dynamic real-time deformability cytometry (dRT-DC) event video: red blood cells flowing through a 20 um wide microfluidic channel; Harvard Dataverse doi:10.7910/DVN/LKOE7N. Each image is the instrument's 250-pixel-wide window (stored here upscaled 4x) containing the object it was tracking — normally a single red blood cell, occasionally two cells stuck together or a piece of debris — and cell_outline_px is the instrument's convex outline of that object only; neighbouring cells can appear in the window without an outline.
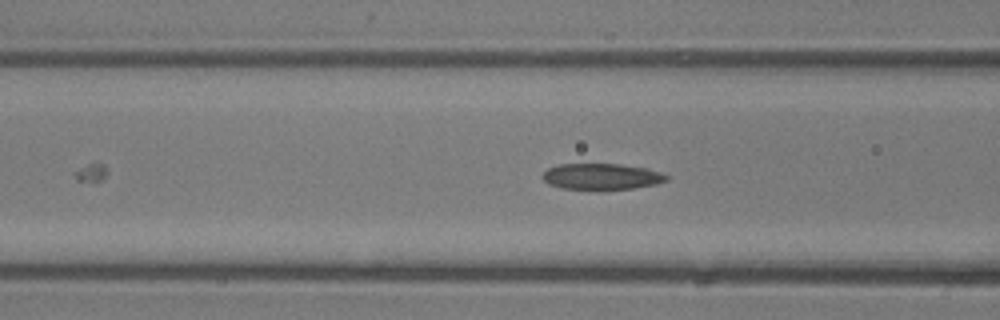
{"species": "common noctule bat (a hibernating species)", "species_latin": "Nyctalus noctula", "temperature_condition": "room temperature", "stored_images_in_passage": 8, "camera_frame_rate_fps": 3000, "um_per_image_px": 0.085, "animal": {"sex": "male", "body_mass_g": 13.3}, "frame": {"image": 1, "passage_image": 6, "time_ms": 6.667, "image_size_px": [1000, 320], "cell_outline_px": [[668, 180], [656, 184], [632, 188], [560, 188], [548, 184], [540, 176], [548, 168], [556, 164], [620, 164], [648, 168], [660, 172], [668, 176]], "centroid_in_image_um": [51.11, 14.98], "position_along_channel_um": 115.5, "area_um2": 18.61}}